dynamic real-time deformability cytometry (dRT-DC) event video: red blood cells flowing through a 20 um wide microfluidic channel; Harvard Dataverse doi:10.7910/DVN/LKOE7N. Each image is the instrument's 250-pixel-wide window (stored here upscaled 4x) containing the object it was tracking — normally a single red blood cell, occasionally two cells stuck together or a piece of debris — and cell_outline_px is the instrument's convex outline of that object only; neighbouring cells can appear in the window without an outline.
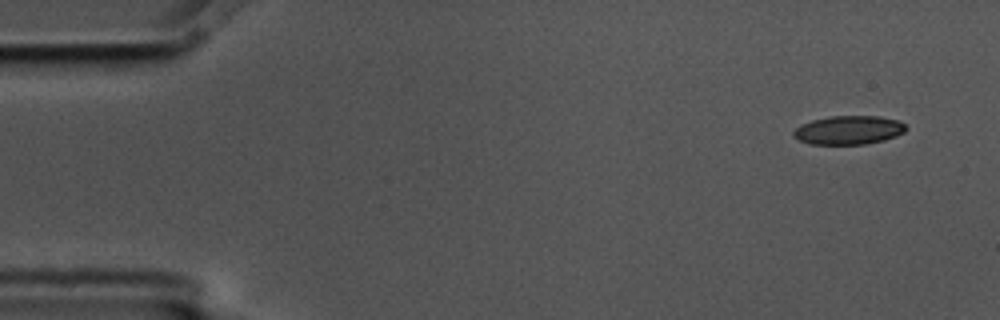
{"species": "common noctule bat (a hibernating species)", "species_latin": "Nyctalus noctula", "temperature_condition": "cold", "stored_images_in_passage": 6, "camera_frame_rate_fps": 3000, "um_per_image_px": 0.085, "animal": {"sex": "male", "body_mass_g": 17.5, "forearm_length_mm": 52.3}, "frame": {"image": 1, "passage_image": 1, "time_ms": 0.0, "image_size_px": [1000, 320], "cell_outline_px": [[908, 128], [904, 132], [896, 136], [884, 140], [864, 144], [812, 144], [800, 140], [792, 136], [792, 132], [800, 124], [812, 120], [828, 116], [880, 116], [900, 120]], "centroid_in_image_um": [72.15, 11.04], "position_along_channel_um": 12.9, "area_um2": 18.96}}
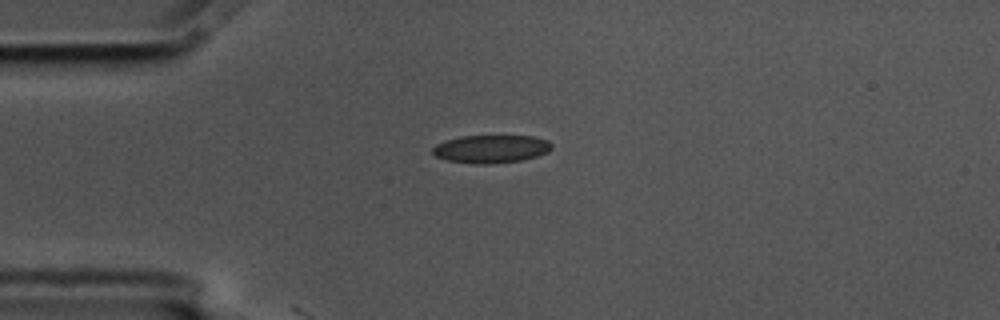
{"frame": {"image": 2, "passage_image": 3, "time_ms": 0.667, "image_size_px": [1000, 320], "cell_outline_px": [[552, 148], [548, 152], [536, 156], [520, 160], [488, 164], [472, 164], [448, 160], [436, 156], [432, 152], [432, 148], [436, 144], [460, 136], [532, 136], [548, 140], [552, 144]], "centroid_in_image_um": [41.75, 12.66], "position_along_channel_um": 43.3, "area_um2": 19.31}}